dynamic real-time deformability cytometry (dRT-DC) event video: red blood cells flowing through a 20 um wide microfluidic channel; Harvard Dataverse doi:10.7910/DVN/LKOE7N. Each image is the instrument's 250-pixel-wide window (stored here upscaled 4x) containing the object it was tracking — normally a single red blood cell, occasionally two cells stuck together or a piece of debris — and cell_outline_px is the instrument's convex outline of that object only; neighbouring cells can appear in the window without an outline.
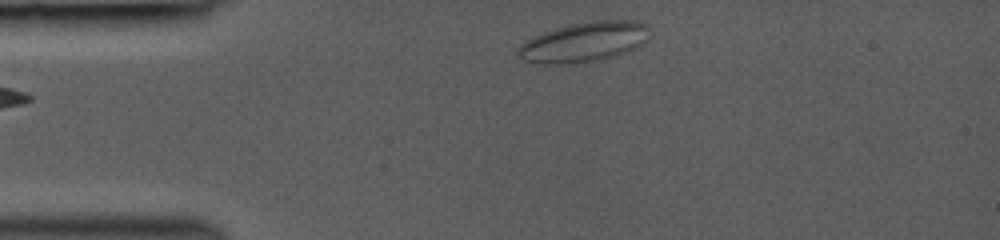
{"species": "common noctule bat (a hibernating species)", "species_latin": "Nyctalus noctula", "temperature_condition": "room temperature", "stored_images_in_passage": 36, "camera_frame_rate_fps": 3000, "um_per_image_px": 0.085, "animal": {"sex": "female", "body_mass_g": 19.0, "forearm_length_mm": 53.3}, "frame": {"image": 1, "passage_image": 1, "time_ms": 0.0, "image_size_px": [1000, 240], "cell_outline_px": [[652, 32], [636, 48], [628, 52], [616, 56], [600, 60], [552, 64], [544, 64], [524, 60], [516, 56], [516, 48], [520, 44], [544, 32], [572, 24], [600, 20], [636, 20], [644, 24]], "centroid_in_image_um": [49.66, 3.57], "position_along_channel_um": 35.3, "area_um2": 30.29}}
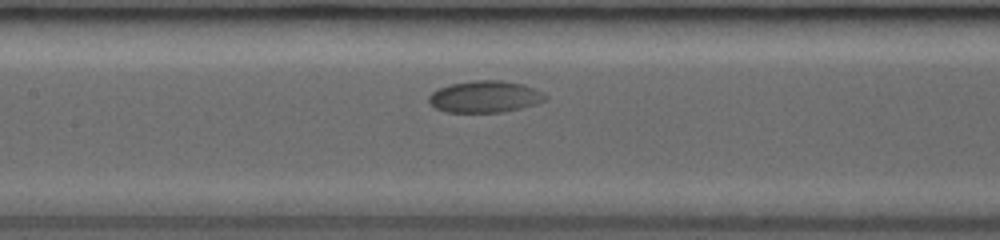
{"frame": {"image": 2, "passage_image": 14, "time_ms": 4.333, "image_size_px": [1000, 240], "cell_outline_px": [[548, 100], [536, 104], [504, 112], [448, 112], [436, 108], [428, 100], [428, 96], [432, 92], [440, 88], [452, 84], [472, 80], [500, 80], [524, 84], [544, 92], [548, 96]], "centroid_in_image_um": [41.28, 8.21], "position_along_channel_um": 166.1, "area_um2": 21.62}}
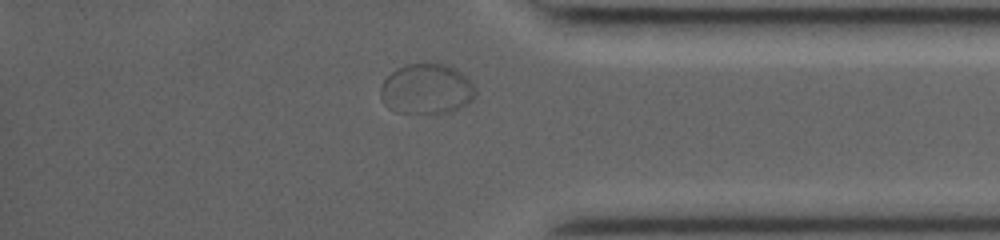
{"frame": {"image": 3, "passage_image": 32, "time_ms": 10.333, "image_size_px": [1000, 240], "cell_outline_px": [[476, 96], [468, 104], [452, 112], [396, 112], [388, 108], [384, 104], [380, 96], [380, 84], [396, 68], [408, 64], [444, 64], [468, 76], [476, 92]], "centroid_in_image_um": [36.25, 7.57], "position_along_channel_um": 398.9, "area_um2": 27.74}}